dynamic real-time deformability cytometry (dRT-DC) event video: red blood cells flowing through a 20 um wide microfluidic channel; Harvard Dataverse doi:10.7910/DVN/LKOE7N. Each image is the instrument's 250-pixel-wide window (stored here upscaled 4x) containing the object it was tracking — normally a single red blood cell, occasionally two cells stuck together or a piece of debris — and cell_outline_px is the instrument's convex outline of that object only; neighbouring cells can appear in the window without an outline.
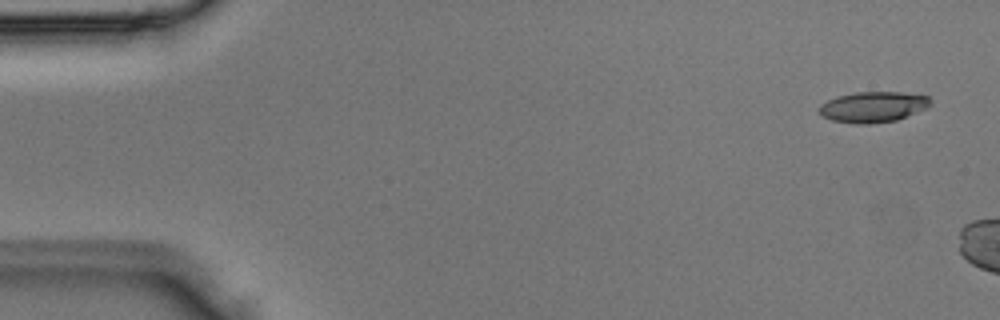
{"species": "Egyptian fruit bat (a non-hibernating species)", "species_latin": "Rousettus aegyptiacus", "temperature_condition": "room temperature", "stored_images_in_passage": 4, "camera_frame_rate_fps": 3000, "um_per_image_px": 0.085, "animal": {"sex": "male"}, "frame": {"image": 1, "passage_image": 1, "time_ms": 0.0, "image_size_px": [1000, 320], "cell_outline_px": [[932, 104], [928, 108], [896, 120], [868, 124], [856, 124], [832, 120], [824, 116], [820, 112], [820, 104], [836, 96], [856, 92], [900, 92], [928, 96], [932, 100]], "centroid_in_image_um": [74.25, 9.08], "position_along_channel_um": 10.8, "area_um2": 19.88}}